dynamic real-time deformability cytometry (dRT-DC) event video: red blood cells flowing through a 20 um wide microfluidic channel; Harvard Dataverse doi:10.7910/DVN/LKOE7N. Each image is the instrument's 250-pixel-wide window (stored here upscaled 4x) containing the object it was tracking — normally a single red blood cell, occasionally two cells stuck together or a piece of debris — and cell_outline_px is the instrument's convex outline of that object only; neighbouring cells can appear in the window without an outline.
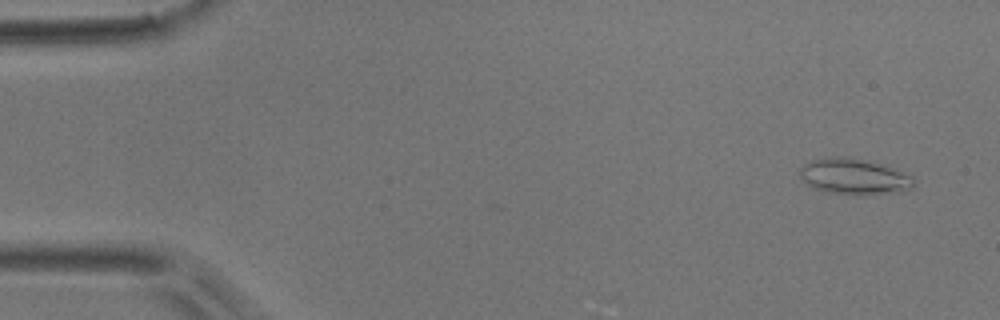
{"species": "common noctule bat (a hibernating species)", "species_latin": "Nyctalus noctula", "temperature_condition": "room temperature", "stored_images_in_passage": 5, "camera_frame_rate_fps": 3000, "um_per_image_px": 0.085, "animal": {"sex": "male", "body_mass_g": 17.9}, "frame": {"image": 1, "passage_image": 1, "time_ms": 0.0, "image_size_px": [1000, 320], "cell_outline_px": [[916, 180], [912, 188], [900, 192], [864, 196], [860, 196], [828, 192], [812, 188], [800, 176], [800, 168], [804, 164], [812, 160], [836, 156], [844, 156], [876, 164], [912, 176]], "centroid_in_image_um": [72.58, 15.05], "position_along_channel_um": 12.4, "area_um2": 23.58}}